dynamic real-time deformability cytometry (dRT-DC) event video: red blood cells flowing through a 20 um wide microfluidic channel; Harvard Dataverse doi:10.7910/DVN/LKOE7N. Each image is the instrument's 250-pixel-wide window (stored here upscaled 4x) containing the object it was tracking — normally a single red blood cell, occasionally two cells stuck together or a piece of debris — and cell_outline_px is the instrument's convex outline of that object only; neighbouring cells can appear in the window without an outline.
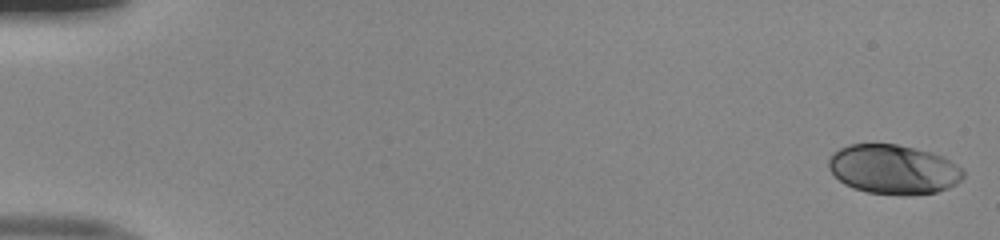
{"species": "human", "species_latin": "Homo sapiens", "temperature_condition": "room temperature", "stored_images_in_passage": 51, "camera_frame_rate_fps": 3000, "um_per_image_px": 0.085, "donor": {"sex": "male"}, "frame": {"image": 1, "passage_image": 1, "time_ms": 0.0, "image_size_px": [1000, 240], "cell_outline_px": [[964, 176], [956, 184], [948, 188], [936, 192], [908, 196], [904, 196], [868, 192], [852, 188], [844, 184], [828, 168], [828, 160], [832, 152], [848, 144], [896, 144], [928, 152], [940, 156], [964, 168]], "centroid_in_image_um": [75.92, 14.41], "position_along_channel_um": 9.1, "area_um2": 38.84}}
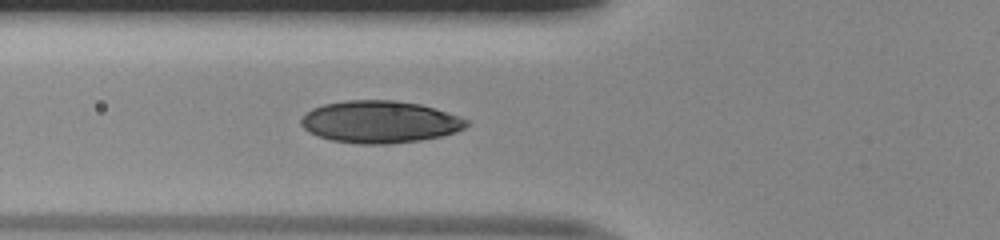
{"frame": {"image": 2, "passage_image": 20, "time_ms": 6.333, "image_size_px": [1000, 240], "cell_outline_px": [[468, 124], [464, 128], [456, 132], [440, 136], [420, 140], [388, 144], [356, 144], [332, 140], [308, 132], [300, 124], [300, 120], [312, 108], [324, 104], [348, 100], [396, 100], [420, 104], [468, 120]], "centroid_in_image_um": [32.25, 10.36], "position_along_channel_um": 93.5, "area_um2": 40.34}}
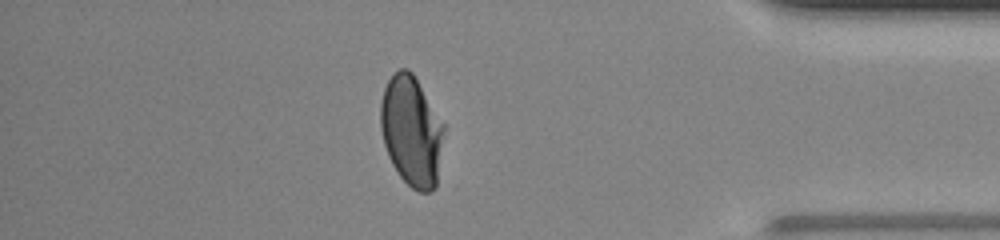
{"frame": {"image": 3, "passage_image": 45, "time_ms": 14.667, "image_size_px": [1000, 240], "cell_outline_px": [[444, 128], [436, 188], [432, 192], [420, 192], [412, 188], [400, 176], [392, 164], [388, 156], [384, 144], [380, 128], [380, 104], [384, 88], [388, 80], [400, 68], [408, 68], [412, 72], [444, 124]], "centroid_in_image_um": [34.96, 11.15], "position_along_channel_um": 400.2, "area_um2": 40.52}, "authors_computed_cell_mechanics": {"area_um2": 39.9398, "velocity_mm_per_s": 4.0194, "shape_relaxation_time_tau1_ms": 5.7925, "shape_relaxation_time_tau2_ms": null, "deformation_change_tau1": 0.2019, "deformation_change_tau2": null}}